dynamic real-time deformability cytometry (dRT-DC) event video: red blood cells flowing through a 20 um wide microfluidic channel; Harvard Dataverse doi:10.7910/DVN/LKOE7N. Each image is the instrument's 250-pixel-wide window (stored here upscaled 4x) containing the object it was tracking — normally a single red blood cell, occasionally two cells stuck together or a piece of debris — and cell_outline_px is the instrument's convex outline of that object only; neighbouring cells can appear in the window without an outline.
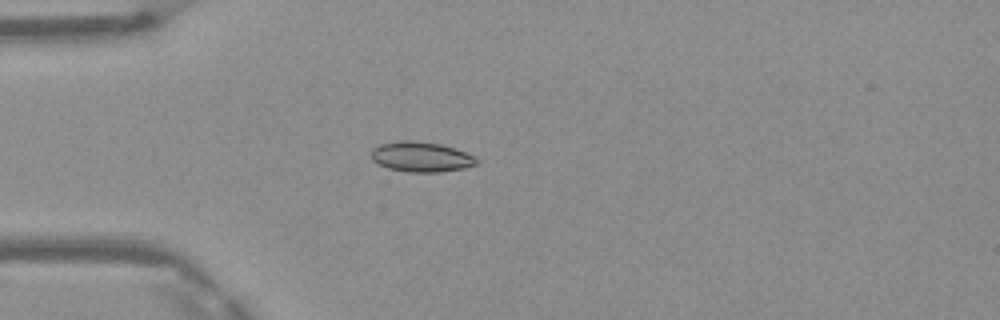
{"species": "Egyptian fruit bat (a non-hibernating species)", "species_latin": "Rousettus aegyptiacus", "temperature_condition": "warm", "stored_images_in_passage": 36, "camera_frame_rate_fps": 3000, "um_per_image_px": 0.085, "frame": {"image": 1, "passage_image": 1, "time_ms": 0.0, "image_size_px": [1000, 320], "cell_outline_px": [[480, 164], [464, 168], [440, 172], [408, 172], [388, 168], [372, 160], [372, 148], [380, 144], [400, 140], [408, 140], [440, 144], [476, 156], [480, 160]], "centroid_in_image_um": [35.83, 13.34], "position_along_channel_um": 49.2, "area_um2": 18.5}}
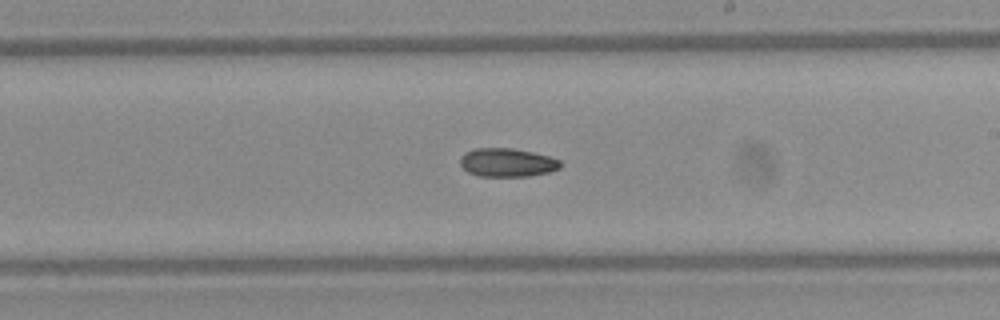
{"frame": {"image": 2, "passage_image": 16, "time_ms": 5.0, "image_size_px": [1000, 320], "cell_outline_px": [[560, 168], [548, 172], [528, 176], [480, 176], [468, 172], [460, 164], [460, 156], [464, 152], [476, 148], [512, 148], [532, 152], [548, 156], [560, 160]], "centroid_in_image_um": [43.08, 13.81], "position_along_channel_um": 245.9, "area_um2": 16.59}}
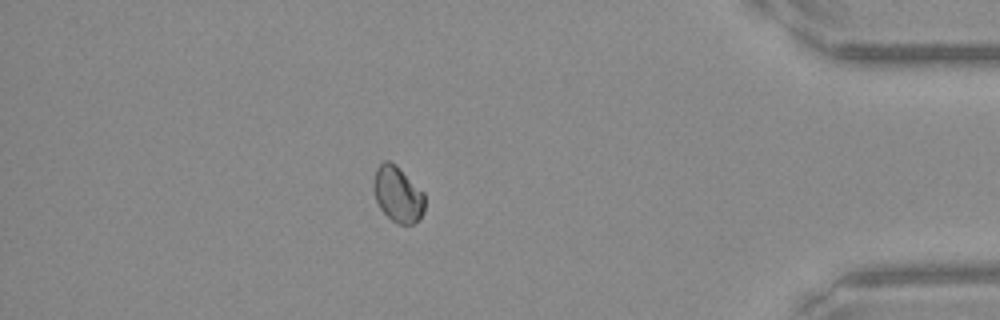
{"frame": {"image": 3, "passage_image": 30, "time_ms": 9.667, "image_size_px": [1000, 320], "cell_outline_px": [[424, 212], [412, 224], [396, 224], [380, 208], [376, 200], [372, 188], [372, 184], [376, 168], [384, 160], [388, 160], [396, 164], [424, 192]], "centroid_in_image_um": [33.79, 16.48], "position_along_channel_um": 401.4, "area_um2": 16.7}}